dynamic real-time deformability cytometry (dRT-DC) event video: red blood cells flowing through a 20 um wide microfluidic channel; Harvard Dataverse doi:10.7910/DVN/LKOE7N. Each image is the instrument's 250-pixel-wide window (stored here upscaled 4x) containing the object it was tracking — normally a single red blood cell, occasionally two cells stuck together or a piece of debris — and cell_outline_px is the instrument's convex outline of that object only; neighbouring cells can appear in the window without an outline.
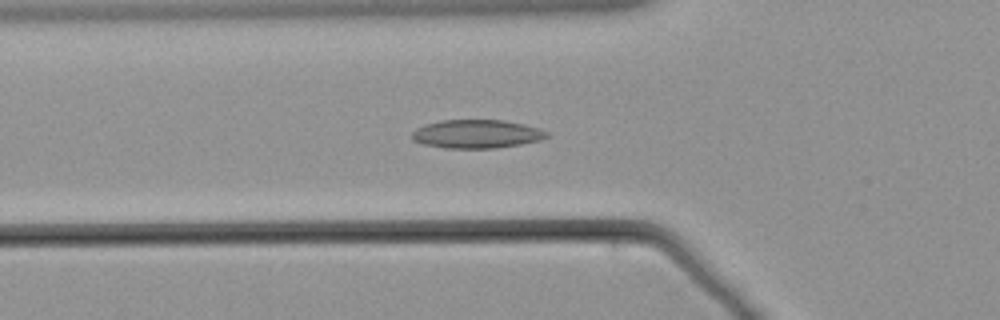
{"species": "common noctule bat (a hibernating species)", "species_latin": "Nyctalus noctula", "temperature_condition": "warm", "stored_images_in_passage": 52, "camera_frame_rate_fps": 3000, "um_per_image_px": 0.085, "animal": {"sex": "male", "body_mass_g": 21.5, "forearm_length_mm": 52.0}, "frame": {"image": 1, "passage_image": 21, "time_ms": 6.667, "image_size_px": [1000, 320], "cell_outline_px": [[548, 136], [540, 140], [520, 144], [496, 148], [444, 148], [424, 144], [412, 140], [412, 132], [416, 128], [424, 124], [440, 120], [504, 120], [524, 124], [540, 128], [548, 132]], "centroid_in_image_um": [40.5, 11.38], "position_along_channel_um": 85.3, "area_um2": 22.48}}
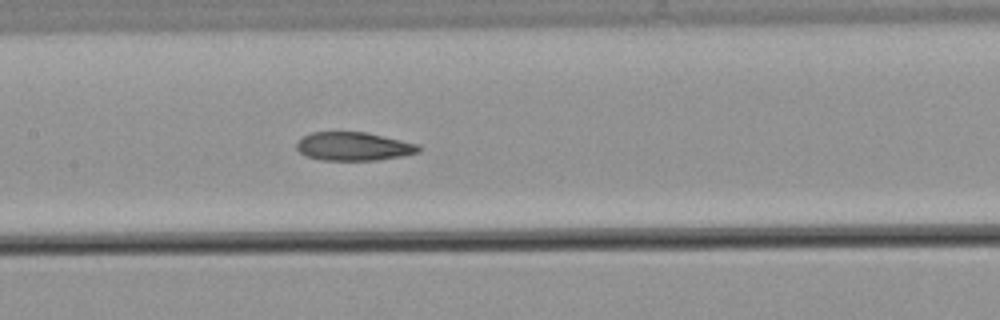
{"frame": {"image": 2, "passage_image": 29, "time_ms": 9.333, "image_size_px": [1000, 320], "cell_outline_px": [[424, 148], [420, 152], [400, 156], [376, 160], [320, 160], [308, 156], [300, 152], [296, 148], [296, 144], [304, 136], [312, 132], [368, 132], [420, 144]], "centroid_in_image_um": [30.12, 12.44], "position_along_channel_um": 177.3, "area_um2": 20.35}}
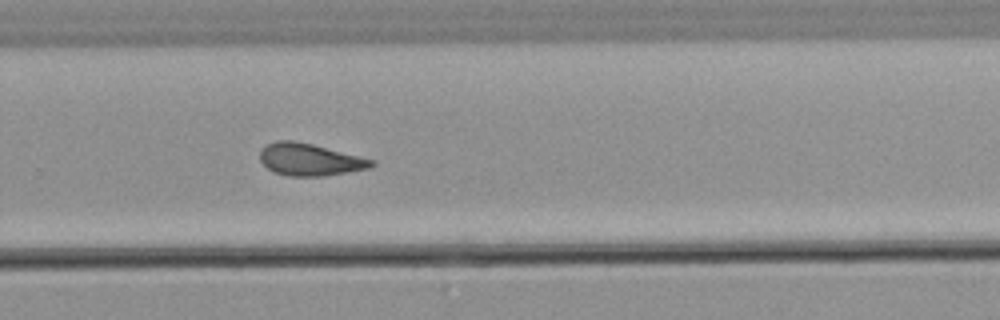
{"frame": {"image": 3, "passage_image": 40, "time_ms": 13.0, "image_size_px": [1000, 320], "cell_outline_px": [[376, 164], [368, 168], [324, 176], [288, 176], [272, 172], [260, 160], [260, 152], [268, 144], [276, 140], [292, 140], [312, 144], [376, 160]], "centroid_in_image_um": [26.34, 13.57], "position_along_channel_um": 303.5, "area_um2": 20.81}}